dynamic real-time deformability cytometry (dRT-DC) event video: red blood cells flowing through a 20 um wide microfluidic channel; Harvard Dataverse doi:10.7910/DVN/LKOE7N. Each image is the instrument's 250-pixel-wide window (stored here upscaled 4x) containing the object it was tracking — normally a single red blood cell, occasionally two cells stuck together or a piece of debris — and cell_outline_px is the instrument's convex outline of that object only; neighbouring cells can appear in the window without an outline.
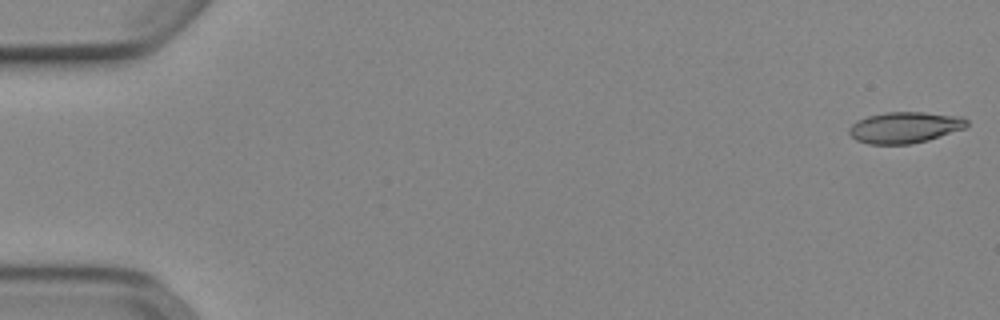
{"species": "Egyptian fruit bat (a non-hibernating species)", "species_latin": "Rousettus aegyptiacus", "temperature_condition": "cold", "stored_images_in_passage": 52, "camera_frame_rate_fps": 3000, "um_per_image_px": 0.085, "animal": {"sex": "female"}, "frame": {"image": 1, "passage_image": 1, "time_ms": 0.0, "image_size_px": [1000, 320], "cell_outline_px": [[968, 124], [964, 128], [928, 140], [908, 144], [868, 144], [856, 140], [848, 132], [848, 128], [856, 120], [868, 116], [884, 112], [924, 112], [964, 116], [968, 120]], "centroid_in_image_um": [76.9, 10.82], "position_along_channel_um": 8.1, "area_um2": 21.5}}
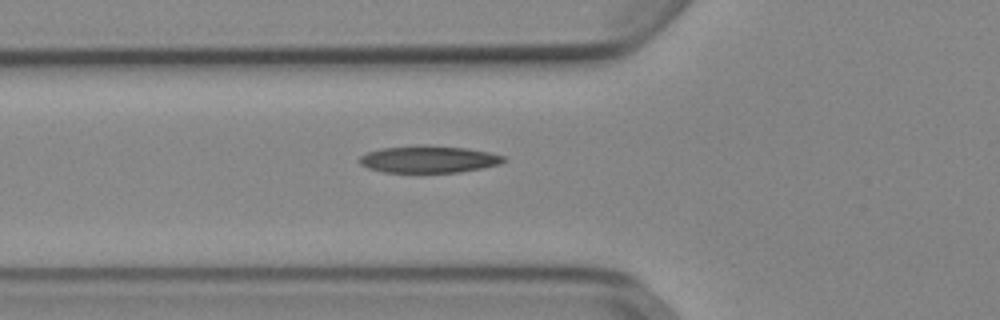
{"frame": {"image": 2, "passage_image": 19, "time_ms": 6.0, "image_size_px": [1000, 320], "cell_outline_px": [[508, 160], [500, 164], [460, 172], [384, 172], [368, 168], [360, 164], [356, 160], [360, 156], [368, 152], [380, 148], [420, 144], [424, 144], [468, 148], [492, 152], [504, 156]], "centroid_in_image_um": [36.44, 13.52], "position_along_channel_um": 89.4, "area_um2": 23.12}}
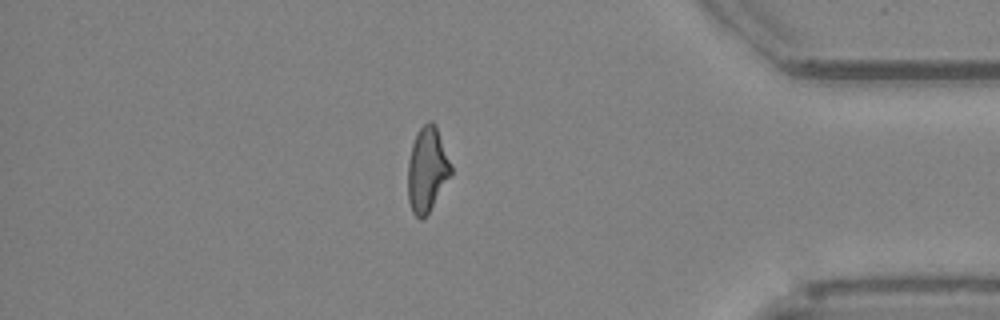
{"frame": {"image": 3, "passage_image": 45, "time_ms": 14.667, "image_size_px": [1000, 320], "cell_outline_px": [[452, 172], [428, 212], [420, 220], [412, 212], [408, 200], [408, 160], [412, 144], [420, 128], [428, 120], [432, 120], [436, 124], [452, 168]], "centroid_in_image_um": [36.29, 14.38], "position_along_channel_um": 398.9, "area_um2": 20.92}, "authors_computed_cell_mechanics": {"area_um2": 21.7328, "velocity_mm_per_s": 3.9077, "shape_relaxation_time_tau1_ms": 11.0277, "shape_relaxation_time_tau2_ms": 3.1498, "deformation_change_tau1": 0.2679, "deformation_change_tau2": 0.1274}}